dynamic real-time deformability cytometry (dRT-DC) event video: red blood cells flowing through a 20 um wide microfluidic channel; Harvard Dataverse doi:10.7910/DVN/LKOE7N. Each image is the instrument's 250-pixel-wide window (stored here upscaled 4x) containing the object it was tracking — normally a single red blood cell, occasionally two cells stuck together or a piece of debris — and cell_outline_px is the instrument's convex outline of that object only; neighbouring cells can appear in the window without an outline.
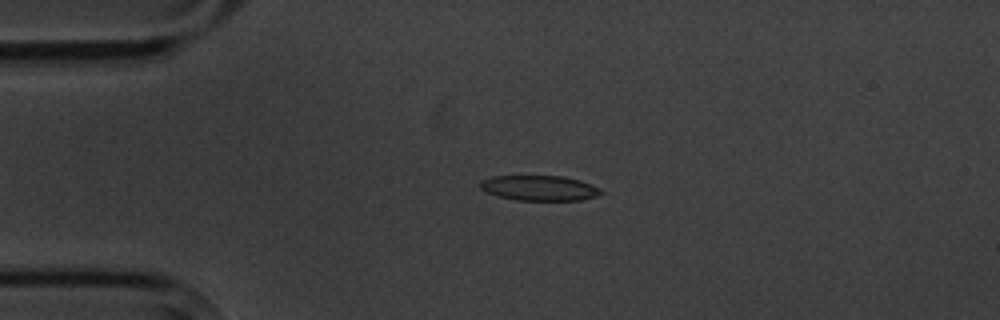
{"species": "common noctule bat (a hibernating species)", "species_latin": "Nyctalus noctula", "temperature_condition": "cold", "stored_images_in_passage": 3, "camera_frame_rate_fps": 3000, "um_per_image_px": 0.085, "animal": {"sex": "male", "body_mass_g": 20.1, "forearm_length_mm": 53.5}, "frame": {"image": 1, "passage_image": 1, "time_ms": 0.0, "image_size_px": [1000, 320], "cell_outline_px": [[604, 192], [596, 196], [580, 200], [516, 200], [500, 196], [488, 192], [480, 188], [480, 180], [492, 176], [564, 176], [580, 180], [600, 188]], "centroid_in_image_um": [45.86, 15.97], "position_along_channel_um": 39.1, "area_um2": 17.63}}
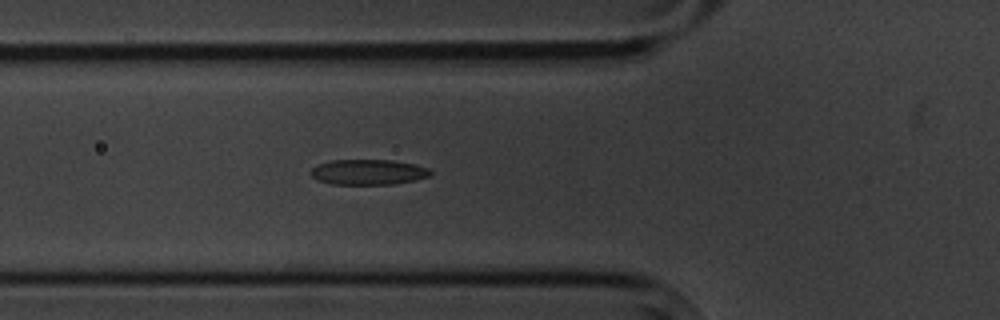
{"frame": {"image": 2, "passage_image": 3, "time_ms": 2.333, "image_size_px": [1000, 320], "cell_outline_px": [[432, 172], [428, 176], [416, 180], [392, 184], [332, 184], [316, 180], [308, 172], [316, 164], [332, 160], [392, 160], [416, 164], [428, 168]], "centroid_in_image_um": [31.26, 14.62], "position_along_channel_um": 94.5, "area_um2": 17.8}}